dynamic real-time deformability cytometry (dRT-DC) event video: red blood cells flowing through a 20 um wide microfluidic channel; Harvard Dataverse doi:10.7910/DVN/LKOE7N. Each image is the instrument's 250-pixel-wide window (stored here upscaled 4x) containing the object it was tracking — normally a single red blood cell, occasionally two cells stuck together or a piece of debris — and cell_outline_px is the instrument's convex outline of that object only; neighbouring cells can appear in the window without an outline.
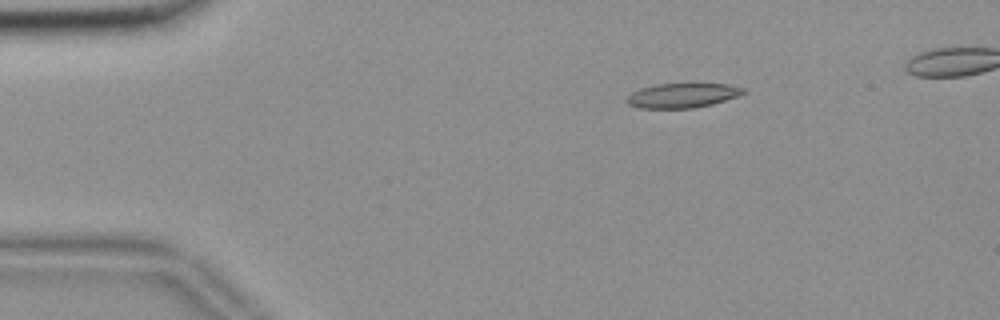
{"species": "common noctule bat (a hibernating species)", "species_latin": "Nyctalus noctula", "temperature_condition": "room temperature", "stored_images_in_passage": 44, "camera_frame_rate_fps": 3000, "um_per_image_px": 0.085, "animal": {"sex": "female", "body_mass_g": 18.4}, "frame": {"image": 1, "passage_image": 1, "time_ms": 0.0, "image_size_px": [1000, 320], "cell_outline_px": [[748, 92], [712, 104], [692, 108], [636, 108], [628, 104], [624, 100], [632, 92], [640, 88], [656, 84], [728, 84], [744, 88]], "centroid_in_image_um": [57.96, 8.11], "position_along_channel_um": 27.0, "area_um2": 16.65}}
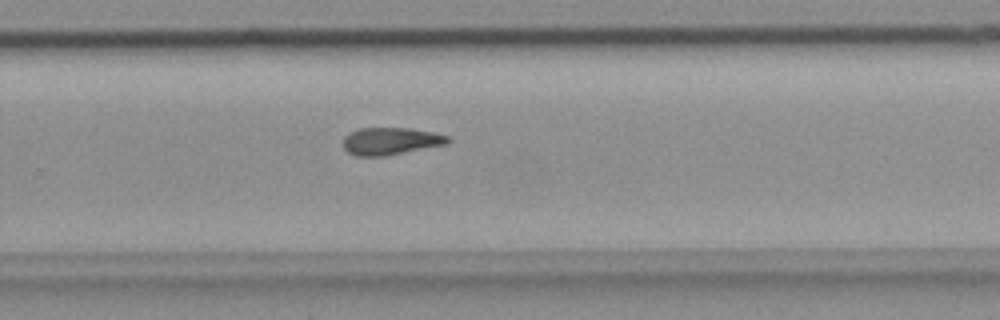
{"frame": {"image": 2, "passage_image": 28, "time_ms": 9.0, "image_size_px": [1000, 320], "cell_outline_px": [[452, 140], [448, 144], [384, 156], [356, 156], [348, 152], [344, 148], [344, 136], [360, 128], [408, 128], [432, 132], [448, 136]], "centroid_in_image_um": [33.23, 12.0], "position_along_channel_um": 296.6, "area_um2": 16.59}}
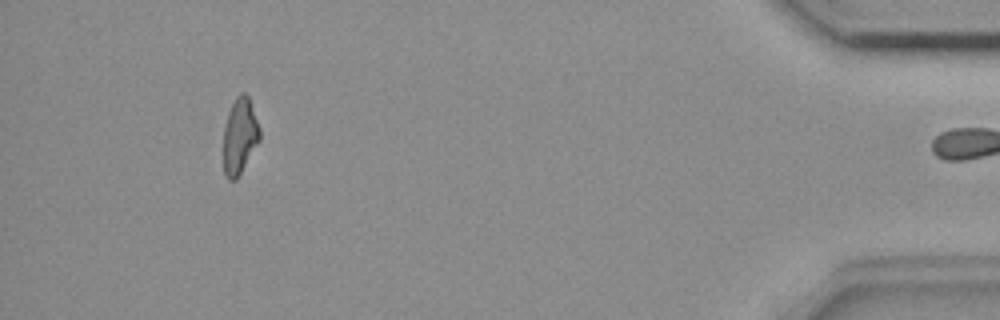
{"frame": {"image": 3, "passage_image": 43, "time_ms": 14.0, "image_size_px": [1000, 320], "cell_outline_px": [[260, 140], [236, 180], [228, 180], [224, 172], [224, 128], [228, 112], [236, 96], [240, 92], [244, 92], [248, 96], [260, 128]], "centroid_in_image_um": [20.38, 11.55], "position_along_channel_um": 414.8, "area_um2": 15.95}, "authors_computed_cell_mechanics": {"area_um2": 16.9643, "velocity_mm_per_s": 3.6902, "shape_relaxation_time_tau1_ms": null, "shape_relaxation_time_tau2_ms": 6.0473, "deformation_change_tau1": null, "deformation_change_tau2": 0.1428}}